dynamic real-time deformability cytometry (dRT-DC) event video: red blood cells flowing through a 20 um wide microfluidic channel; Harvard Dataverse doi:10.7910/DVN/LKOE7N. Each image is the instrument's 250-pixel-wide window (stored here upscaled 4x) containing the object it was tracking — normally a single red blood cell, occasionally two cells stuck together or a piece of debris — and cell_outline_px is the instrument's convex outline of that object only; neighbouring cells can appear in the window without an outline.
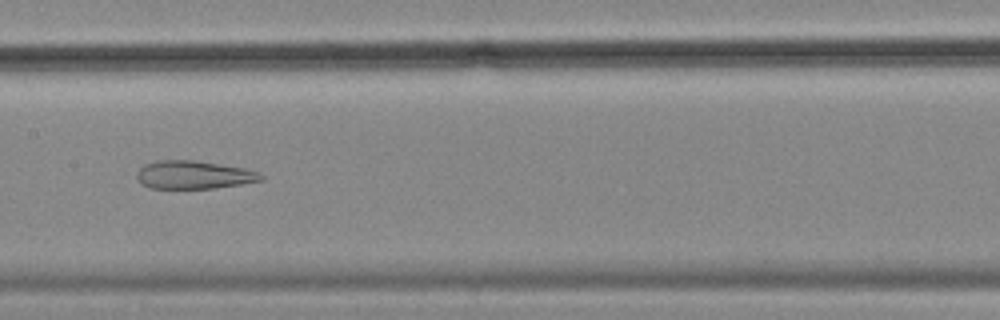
{"species": "common noctule bat (a hibernating species)", "species_latin": "Nyctalus noctula", "temperature_condition": "cold", "stored_images_in_passage": 57, "camera_frame_rate_fps": 3000, "um_per_image_px": 0.085, "animal": {"sex": "female", "body_mass_g": 18.4}, "frame": {"image": 1, "passage_image": 28, "time_ms": 9.0, "image_size_px": [1000, 320], "cell_outline_px": [[264, 180], [240, 184], [212, 188], [148, 188], [140, 184], [136, 176], [136, 172], [144, 164], [156, 160], [196, 160], [244, 168], [260, 172], [264, 176]], "centroid_in_image_um": [16.44, 14.85], "position_along_channel_um": 191.0, "area_um2": 20.52}}
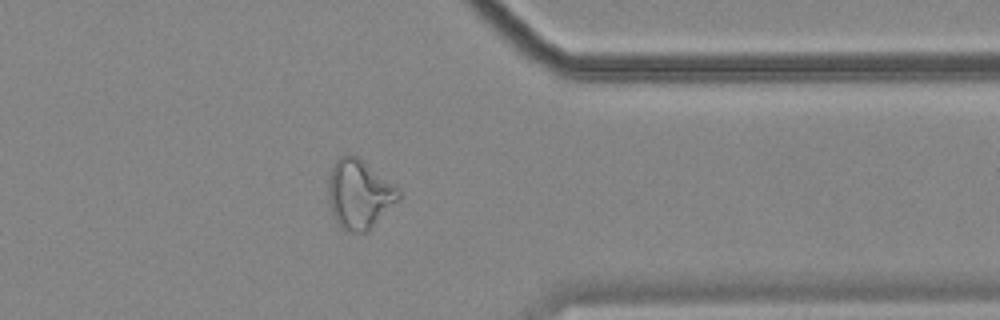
{"frame": {"image": 2, "passage_image": 45, "time_ms": 14.667, "image_size_px": [1000, 320], "cell_outline_px": [[400, 200], [368, 232], [348, 232], [340, 228], [332, 216], [328, 200], [328, 180], [332, 164], [340, 156], [348, 152], [360, 156], [396, 184], [400, 188]], "centroid_in_image_um": [30.55, 16.47], "position_along_channel_um": 380.8, "area_um2": 29.54}}
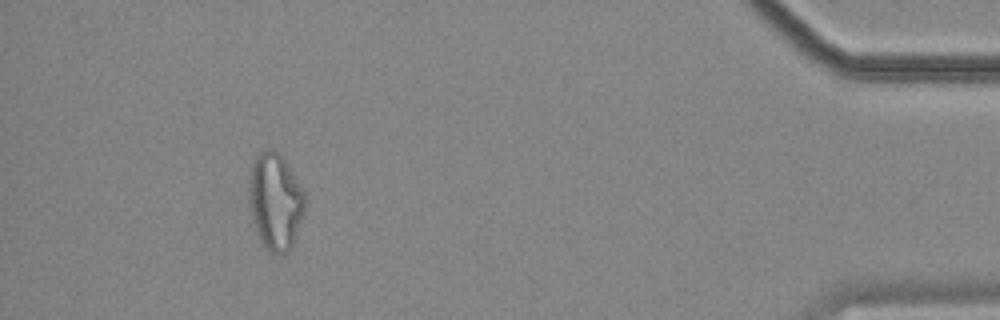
{"frame": {"image": 3, "passage_image": 52, "time_ms": 17.0, "image_size_px": [1000, 320], "cell_outline_px": [[304, 212], [292, 248], [288, 252], [272, 252], [260, 240], [256, 232], [252, 220], [248, 200], [248, 180], [252, 164], [260, 148], [272, 148], [280, 152], [304, 192]], "centroid_in_image_um": [23.37, 17.06], "position_along_channel_um": 411.8, "area_um2": 31.73}, "authors_computed_cell_mechanics": {"area_um2": 29.478, "velocity_mm_per_s": 3.5006, "shape_relaxation_time_tau1_ms": null, "shape_relaxation_time_tau2_ms": 3.7096, "deformation_change_tau1": null, "deformation_change_tau2": 0.147}}